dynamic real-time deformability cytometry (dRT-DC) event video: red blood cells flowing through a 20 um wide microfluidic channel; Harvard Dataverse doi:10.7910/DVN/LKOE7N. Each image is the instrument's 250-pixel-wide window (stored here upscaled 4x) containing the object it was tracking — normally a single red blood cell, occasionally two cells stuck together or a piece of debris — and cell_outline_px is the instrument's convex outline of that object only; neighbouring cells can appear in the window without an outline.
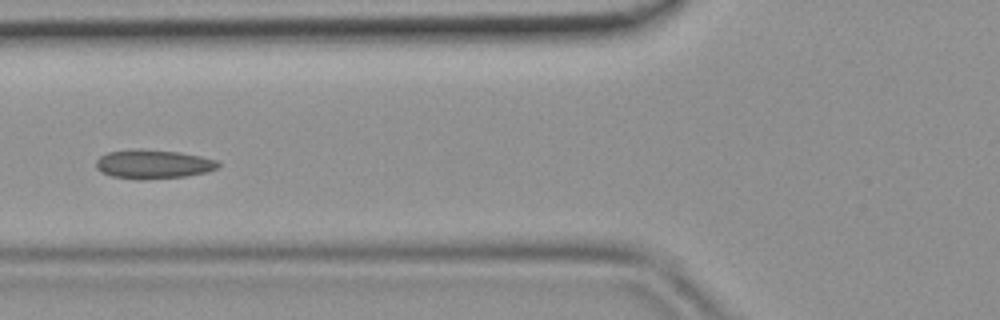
{"species": "common noctule bat (a hibernating species)", "species_latin": "Nyctalus noctula", "temperature_condition": "room temperature", "stored_images_in_passage": 40, "camera_frame_rate_fps": 3000, "um_per_image_px": 0.085, "animal": {"sex": "female", "body_mass_g": 19.9}, "frame": {"image": 1, "passage_image": 12, "time_ms": 3.667, "image_size_px": [1000, 320], "cell_outline_px": [[220, 164], [216, 168], [208, 172], [184, 176], [140, 180], [136, 180], [112, 176], [100, 172], [96, 168], [96, 160], [100, 156], [108, 152], [136, 148], [176, 152], [200, 156], [216, 160]], "centroid_in_image_um": [12.97, 13.96], "position_along_channel_um": 112.8, "area_um2": 20.63}}